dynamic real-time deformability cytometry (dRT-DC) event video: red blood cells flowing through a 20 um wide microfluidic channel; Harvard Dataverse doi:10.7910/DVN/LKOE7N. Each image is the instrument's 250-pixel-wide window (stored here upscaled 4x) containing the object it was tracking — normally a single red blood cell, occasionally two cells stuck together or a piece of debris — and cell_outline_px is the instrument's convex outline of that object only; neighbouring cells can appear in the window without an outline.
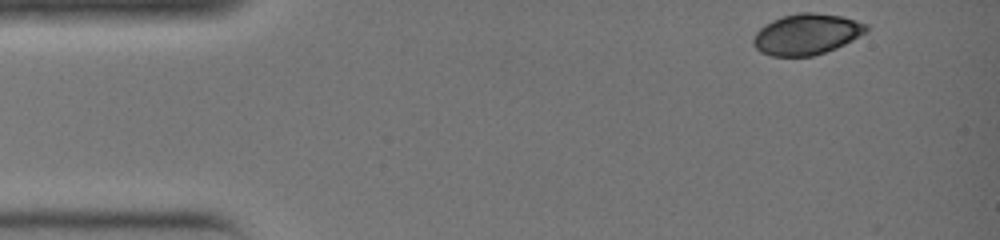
{"species": "common noctule bat (a hibernating species)", "species_latin": "Nyctalus noctula", "temperature_condition": "warm", "stored_images_in_passage": 7, "camera_frame_rate_fps": 3000, "um_per_image_px": 0.085, "animal": {"sex": "female", "body_mass_g": 19.0, "forearm_length_mm": 51.5}, "frame": {"image": 1, "passage_image": 1, "time_ms": 0.0, "image_size_px": [1000, 240], "cell_outline_px": [[868, 32], [836, 48], [812, 56], [772, 56], [760, 52], [752, 44], [752, 40], [756, 32], [764, 24], [772, 20], [784, 16], [800, 12], [812, 12], [840, 16], [868, 24]], "centroid_in_image_um": [68.55, 2.91], "position_along_channel_um": 16.5, "area_um2": 26.88}}